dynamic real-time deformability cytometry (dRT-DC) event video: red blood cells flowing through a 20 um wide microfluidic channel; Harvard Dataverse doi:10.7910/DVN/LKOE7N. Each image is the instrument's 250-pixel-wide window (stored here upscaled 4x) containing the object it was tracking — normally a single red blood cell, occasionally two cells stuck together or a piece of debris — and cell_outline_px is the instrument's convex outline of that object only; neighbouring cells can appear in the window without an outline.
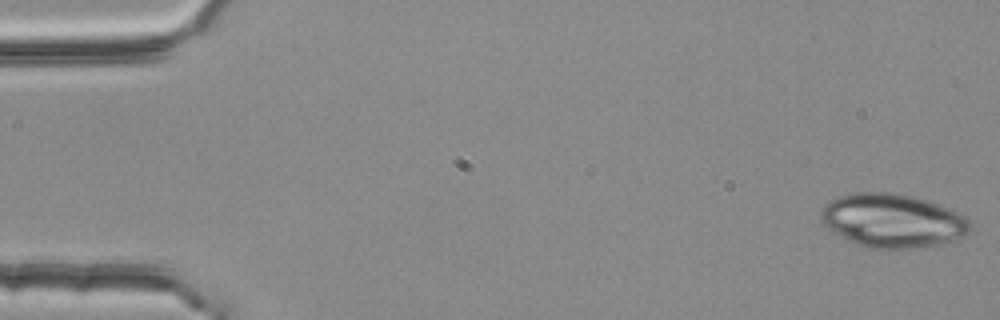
{"species": "common noctule bat (a hibernating species)", "species_latin": "Nyctalus noctula", "temperature_condition": "room temperature", "stored_images_in_passage": 4, "camera_frame_rate_fps": 3000, "um_per_image_px": 0.085, "animal": {"sex": "female", "body_mass_g": 25.1}, "frame": {"image": 1, "passage_image": 1, "time_ms": 0.0, "image_size_px": [1000, 320], "cell_outline_px": [[968, 232], [964, 236], [952, 240], [936, 244], [912, 248], [868, 248], [856, 244], [848, 240], [828, 228], [820, 220], [820, 212], [824, 204], [840, 196], [856, 192], [892, 192], [916, 196], [940, 204], [964, 216], [968, 220]], "centroid_in_image_um": [75.83, 18.73], "position_along_channel_um": 9.2, "area_um2": 46.41}}